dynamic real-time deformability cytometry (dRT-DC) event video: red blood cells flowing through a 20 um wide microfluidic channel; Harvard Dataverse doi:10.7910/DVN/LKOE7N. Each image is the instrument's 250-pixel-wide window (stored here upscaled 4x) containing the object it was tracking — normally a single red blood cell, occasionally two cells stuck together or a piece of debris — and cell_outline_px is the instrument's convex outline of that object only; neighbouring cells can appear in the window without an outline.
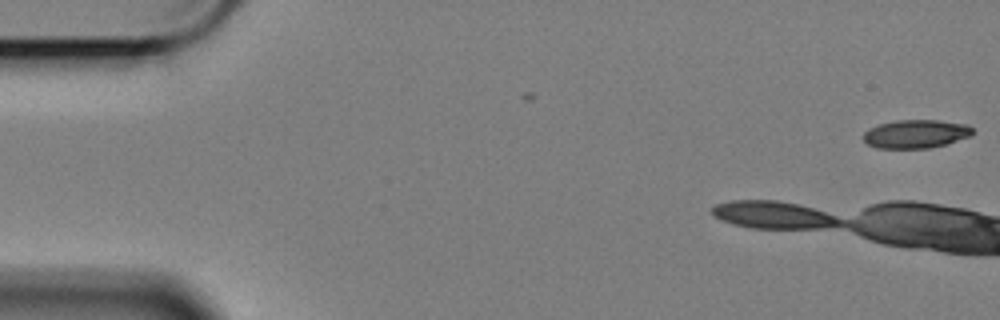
{"species": "Egyptian fruit bat (a non-hibernating species)", "species_latin": "Rousettus aegyptiacus", "temperature_condition": "cold", "stored_images_in_passage": 5, "camera_frame_rate_fps": 3000, "um_per_image_px": 0.085, "animal": {"sex": "female"}, "frame": {"image": 1, "passage_image": 1, "time_ms": 0.0, "image_size_px": [1000, 320], "cell_outline_px": [[972, 132], [968, 136], [944, 144], [928, 148], [876, 148], [868, 144], [864, 140], [864, 132], [868, 128], [880, 124], [896, 120], [940, 120], [968, 124], [972, 128]], "centroid_in_image_um": [77.81, 11.37], "position_along_channel_um": 7.2, "area_um2": 17.92}}